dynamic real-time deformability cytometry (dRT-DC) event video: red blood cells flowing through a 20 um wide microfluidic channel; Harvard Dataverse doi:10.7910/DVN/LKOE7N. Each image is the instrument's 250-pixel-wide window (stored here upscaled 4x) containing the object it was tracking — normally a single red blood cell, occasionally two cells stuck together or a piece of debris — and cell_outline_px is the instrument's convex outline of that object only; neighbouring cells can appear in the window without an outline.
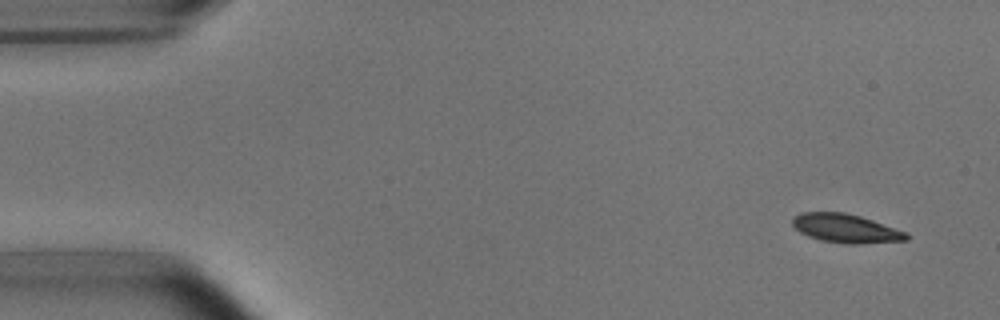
{"species": "common noctule bat (a hibernating species)", "species_latin": "Nyctalus noctula", "temperature_condition": "room temperature", "stored_images_in_passage": 5, "camera_frame_rate_fps": 3000, "um_per_image_px": 0.085, "animal": {"sex": "male", "body_mass_g": 15.6}, "frame": {"image": 1, "passage_image": 1, "time_ms": 0.0, "image_size_px": [1000, 320], "cell_outline_px": [[908, 240], [860, 244], [848, 244], [820, 240], [808, 236], [800, 232], [792, 224], [792, 216], [800, 212], [844, 212], [860, 216], [908, 232]], "centroid_in_image_um": [71.88, 19.41], "position_along_channel_um": 13.1, "area_um2": 19.19}}
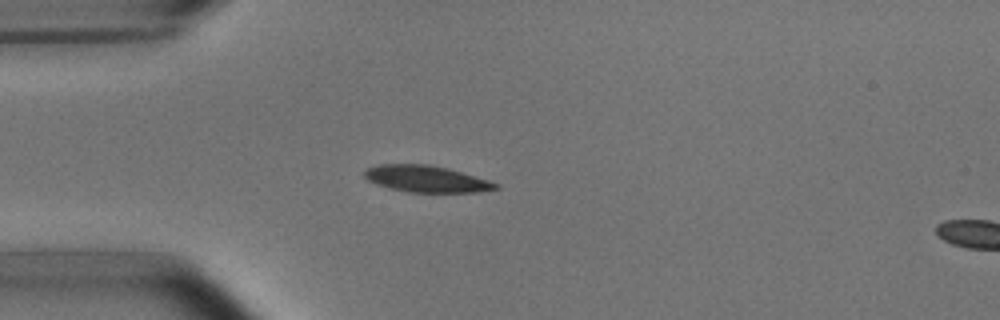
{"frame": {"image": 2, "passage_image": 4, "time_ms": 3.667, "image_size_px": [1000, 320], "cell_outline_px": [[500, 188], [476, 192], [408, 192], [376, 184], [368, 180], [364, 176], [364, 172], [368, 168], [380, 164], [428, 164], [448, 168], [488, 180], [500, 184]], "centroid_in_image_um": [36.25, 15.2], "position_along_channel_um": 48.7, "area_um2": 20.17}}